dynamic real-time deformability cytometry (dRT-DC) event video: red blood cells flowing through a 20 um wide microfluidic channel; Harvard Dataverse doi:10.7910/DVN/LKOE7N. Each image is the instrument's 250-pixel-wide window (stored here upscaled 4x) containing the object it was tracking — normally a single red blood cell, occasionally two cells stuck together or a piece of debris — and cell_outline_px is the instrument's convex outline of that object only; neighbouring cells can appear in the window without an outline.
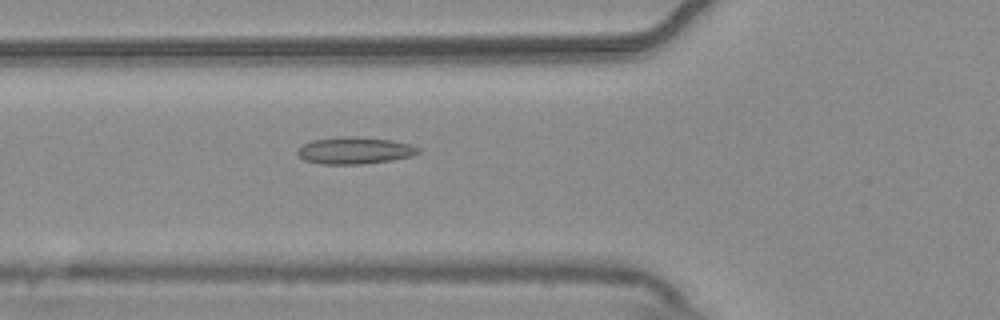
{"species": "common noctule bat (a hibernating species)", "species_latin": "Nyctalus noctula", "temperature_condition": "warm", "stored_images_in_passage": 38, "camera_frame_rate_fps": 3000, "um_per_image_px": 0.085, "animal": {"sex": "male", "body_mass_g": 20.4}, "frame": {"image": 1, "passage_image": 3, "time_ms": 0.667, "image_size_px": [1000, 320], "cell_outline_px": [[420, 152], [412, 156], [392, 160], [364, 164], [320, 164], [304, 160], [296, 152], [304, 144], [312, 140], [340, 136], [356, 136], [392, 140], [408, 144], [420, 148]], "centroid_in_image_um": [30.15, 12.79], "position_along_channel_um": 95.6, "area_um2": 19.02}}
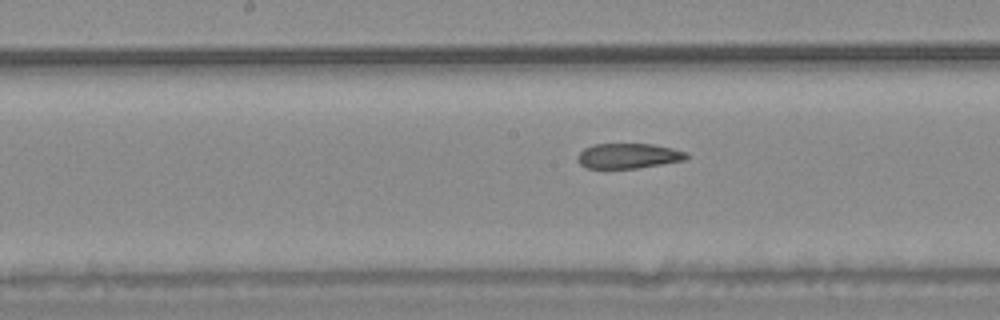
{"frame": {"image": 2, "passage_image": 11, "time_ms": 3.333, "image_size_px": [1000, 320], "cell_outline_px": [[688, 156], [684, 160], [636, 168], [588, 168], [580, 164], [576, 156], [584, 148], [592, 144], [652, 144], [672, 148], [688, 152]], "centroid_in_image_um": [53.39, 13.24], "position_along_channel_um": 194.8, "area_um2": 15.84}}
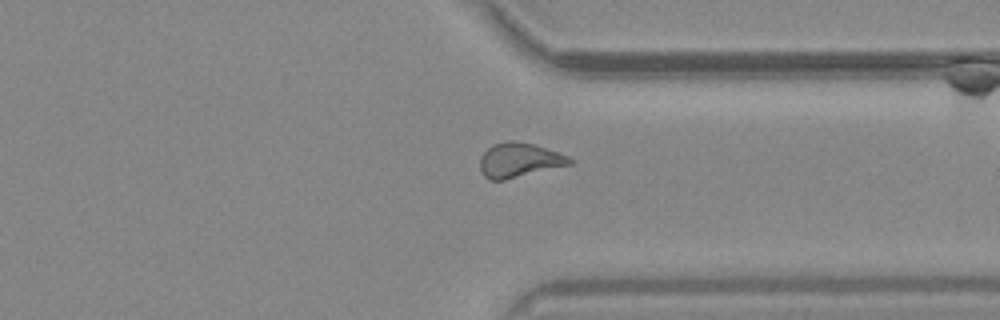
{"frame": {"image": 3, "passage_image": 25, "time_ms": 8.0, "image_size_px": [1000, 320], "cell_outline_px": [[572, 164], [504, 180], [488, 180], [484, 176], [480, 168], [480, 156], [492, 144], [508, 140], [516, 140], [532, 144], [568, 156], [572, 160]], "centroid_in_image_um": [44.09, 13.61], "position_along_channel_um": 367.3, "area_um2": 17.92}, "authors_computed_cell_mechanics": {"area_um2": 17.4556, "velocity_mm_per_s": 3.705, "shape_relaxation_time_tau1_ms": null, "shape_relaxation_time_tau2_ms": 3.8765, "deformation_change_tau1": null, "deformation_change_tau2": 0.1102}}